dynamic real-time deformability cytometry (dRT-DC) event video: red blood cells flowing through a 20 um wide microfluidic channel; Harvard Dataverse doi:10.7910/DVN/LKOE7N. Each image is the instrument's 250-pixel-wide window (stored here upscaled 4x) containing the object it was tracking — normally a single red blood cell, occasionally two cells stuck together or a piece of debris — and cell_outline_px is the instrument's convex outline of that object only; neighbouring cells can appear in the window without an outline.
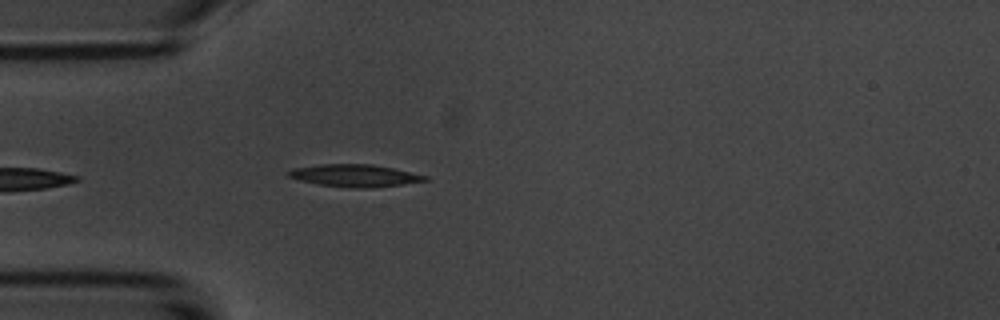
{"species": "common noctule bat (a hibernating species)", "species_latin": "Nyctalus noctula", "temperature_condition": "room temperature", "stored_images_in_passage": 6, "camera_frame_rate_fps": 3000, "um_per_image_px": 0.085, "animal": {"sex": "male", "body_mass_g": 20.1, "forearm_length_mm": 53.5}, "frame": {"image": 1, "passage_image": 6, "time_ms": 5.667, "image_size_px": [1000, 320], "cell_outline_px": [[428, 180], [372, 188], [352, 188], [320, 184], [300, 180], [288, 176], [288, 172], [292, 168], [320, 164], [372, 164], [392, 168], [428, 176]], "centroid_in_image_um": [30.14, 14.92], "position_along_channel_um": 54.9, "area_um2": 17.51}}